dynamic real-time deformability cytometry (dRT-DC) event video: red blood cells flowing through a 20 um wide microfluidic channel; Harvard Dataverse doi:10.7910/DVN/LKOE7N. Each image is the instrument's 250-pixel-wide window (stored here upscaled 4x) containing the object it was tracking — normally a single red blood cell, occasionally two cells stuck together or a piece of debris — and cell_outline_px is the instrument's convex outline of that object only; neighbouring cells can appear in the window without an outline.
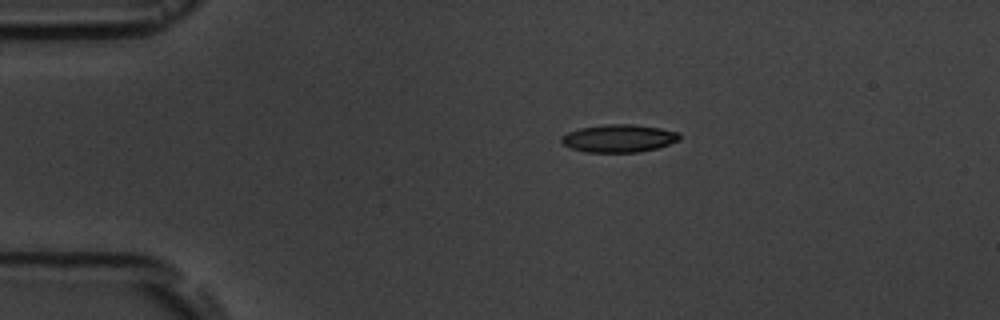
{"species": "common noctule bat (a hibernating species)", "species_latin": "Nyctalus noctula", "temperature_condition": "room temperature", "stored_images_in_passage": 5, "camera_frame_rate_fps": 3000, "um_per_image_px": 0.085, "animal": {"sex": "male", "body_mass_g": 19.5, "forearm_length_mm": 54.6}, "frame": {"image": 1, "passage_image": 1, "time_ms": 0.0, "image_size_px": [1000, 320], "cell_outline_px": [[680, 140], [656, 148], [640, 152], [584, 152], [572, 148], [564, 144], [560, 140], [560, 136], [568, 132], [580, 128], [604, 124], [632, 124], [660, 128], [676, 132], [680, 136]], "centroid_in_image_um": [52.57, 11.75], "position_along_channel_um": 32.4, "area_um2": 19.02}}
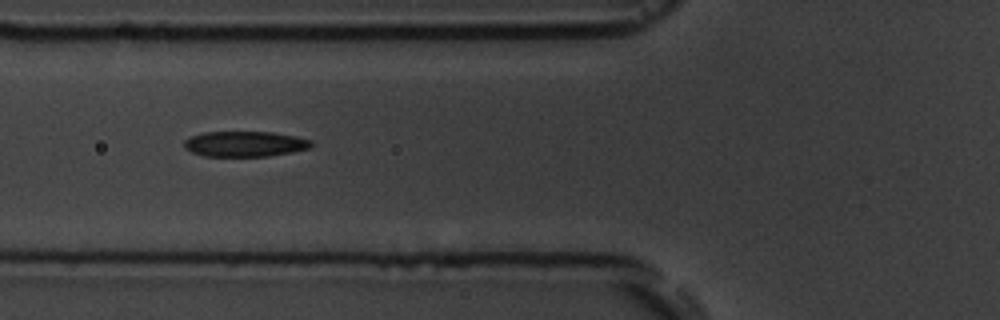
{"frame": {"image": 2, "passage_image": 4, "time_ms": 3.333, "image_size_px": [1000, 320], "cell_outline_px": [[312, 144], [308, 148], [292, 152], [268, 156], [204, 156], [192, 152], [184, 148], [184, 140], [192, 136], [204, 132], [272, 132], [296, 136], [312, 140]], "centroid_in_image_um": [20.81, 12.23], "position_along_channel_um": 105.0, "area_um2": 18.79}}
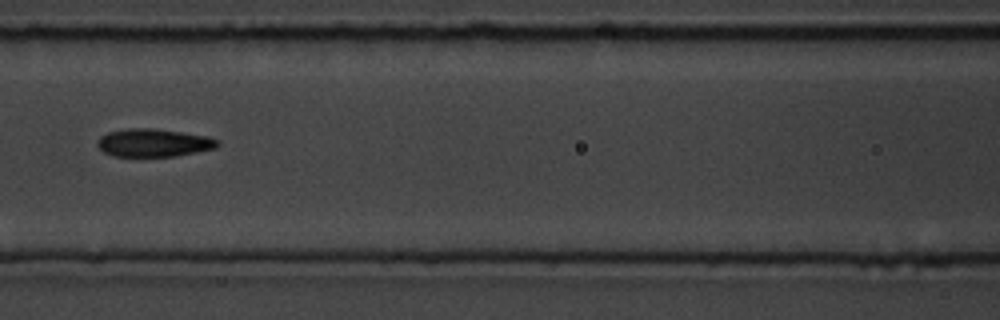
{"frame": {"image": 3, "passage_image": 5, "time_ms": 4.667, "image_size_px": [1000, 320], "cell_outline_px": [[220, 144], [216, 148], [176, 156], [112, 156], [104, 152], [96, 144], [100, 136], [108, 132], [128, 128], [152, 128], [208, 136], [220, 140]], "centroid_in_image_um": [13.07, 12.13], "position_along_channel_um": 153.5, "area_um2": 19.59}}